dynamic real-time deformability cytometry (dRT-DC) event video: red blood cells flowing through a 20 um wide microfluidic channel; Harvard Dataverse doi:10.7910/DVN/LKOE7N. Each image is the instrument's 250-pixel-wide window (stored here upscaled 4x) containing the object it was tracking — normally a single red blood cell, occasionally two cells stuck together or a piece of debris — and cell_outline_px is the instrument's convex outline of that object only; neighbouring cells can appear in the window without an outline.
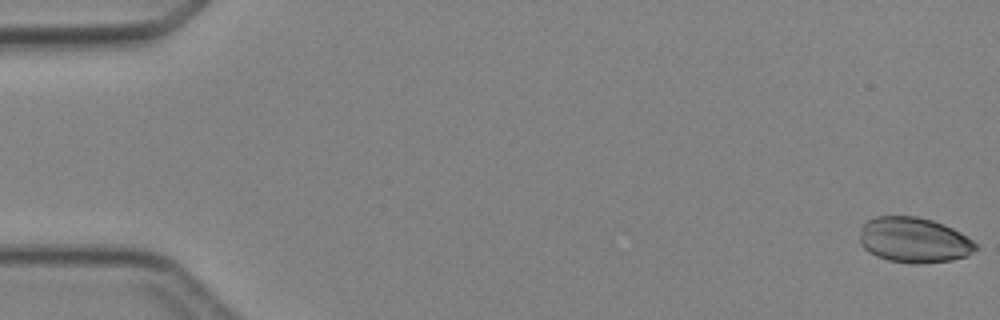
{"species": "Egyptian fruit bat (a non-hibernating species)", "species_latin": "Rousettus aegyptiacus", "temperature_condition": "cold", "stored_images_in_passage": 3, "camera_frame_rate_fps": 3000, "um_per_image_px": 0.085, "animal": {"sex": "female"}, "frame": {"image": 1, "passage_image": 1, "time_ms": 0.0, "image_size_px": [1000, 320], "cell_outline_px": [[976, 248], [968, 256], [952, 260], [920, 264], [912, 264], [888, 260], [876, 256], [868, 252], [860, 244], [860, 228], [868, 220], [876, 216], [916, 216], [932, 220], [944, 224], [960, 232], [972, 240], [976, 244]], "centroid_in_image_um": [77.67, 20.41], "position_along_channel_um": 7.3, "area_um2": 30.81}}